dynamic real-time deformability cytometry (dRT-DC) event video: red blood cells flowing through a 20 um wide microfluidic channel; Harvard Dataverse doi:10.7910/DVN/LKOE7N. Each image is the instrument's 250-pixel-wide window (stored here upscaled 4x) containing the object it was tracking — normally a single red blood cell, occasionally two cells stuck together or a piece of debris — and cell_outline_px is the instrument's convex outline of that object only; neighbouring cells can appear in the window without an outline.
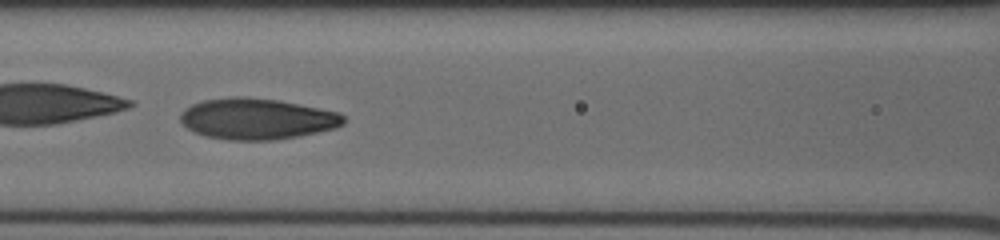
{"species": "human", "species_latin": "Homo sapiens", "temperature_condition": "cold", "stored_images_in_passage": 45, "camera_frame_rate_fps": 3000, "um_per_image_px": 0.085, "donor": {"sex": "male"}, "frame": {"image": 1, "passage_image": 20, "time_ms": 6.333, "image_size_px": [1000, 240], "cell_outline_px": [[344, 124], [336, 128], [296, 136], [272, 140], [228, 140], [204, 136], [188, 128], [180, 120], [180, 116], [192, 104], [204, 100], [232, 96], [244, 96], [276, 100], [336, 112], [344, 116]], "centroid_in_image_um": [21.82, 10.1], "position_along_channel_um": 144.8, "area_um2": 38.49}}
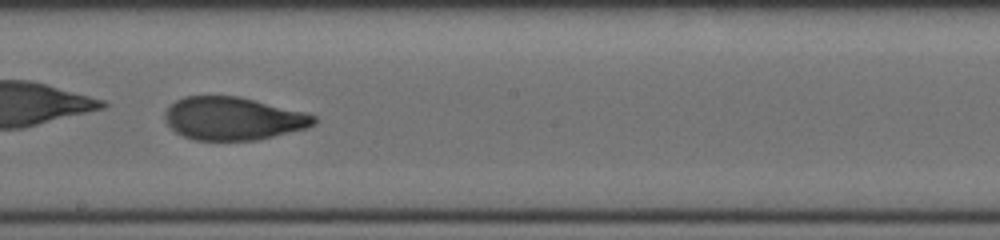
{"frame": {"image": 2, "passage_image": 26, "time_ms": 8.333, "image_size_px": [1000, 240], "cell_outline_px": [[316, 124], [308, 128], [260, 140], [196, 140], [184, 136], [176, 132], [164, 120], [164, 116], [168, 108], [176, 100], [184, 96], [240, 96], [308, 112], [316, 116]], "centroid_in_image_um": [19.88, 10.07], "position_along_channel_um": 228.3, "area_um2": 37.69}}
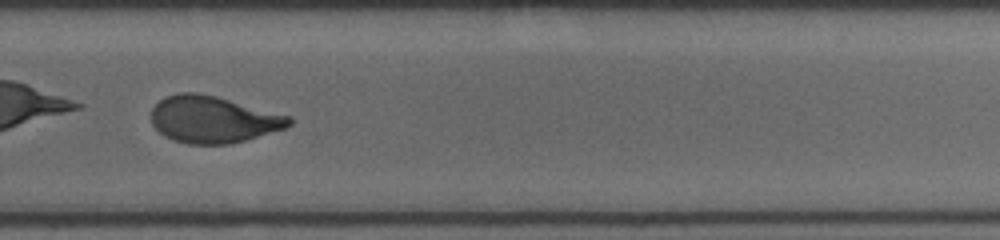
{"frame": {"image": 3, "passage_image": 32, "time_ms": 10.333, "image_size_px": [1000, 240], "cell_outline_px": [[292, 124], [284, 128], [244, 140], [228, 144], [188, 144], [172, 140], [164, 136], [152, 124], [152, 108], [164, 96], [180, 92], [196, 92], [216, 96], [292, 116]], "centroid_in_image_um": [18.1, 10.14], "position_along_channel_um": 311.7, "area_um2": 37.57}}